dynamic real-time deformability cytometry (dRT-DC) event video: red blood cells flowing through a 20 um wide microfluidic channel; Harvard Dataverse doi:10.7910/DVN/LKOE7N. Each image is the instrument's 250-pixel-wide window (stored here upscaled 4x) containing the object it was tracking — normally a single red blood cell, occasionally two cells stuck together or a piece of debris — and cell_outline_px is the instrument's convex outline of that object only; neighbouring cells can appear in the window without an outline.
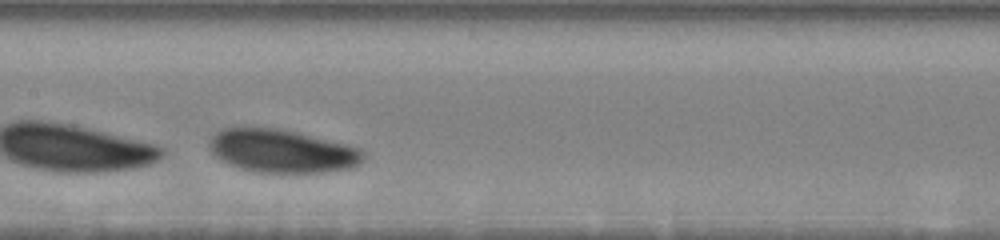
{"species": "human", "species_latin": "Homo sapiens", "temperature_condition": "warm", "stored_images_in_passage": 44, "camera_frame_rate_fps": 3000, "um_per_image_px": 0.085, "donor": {"sex": "male"}, "frame": {"image": 1, "passage_image": 17, "time_ms": 4.0, "image_size_px": [1000, 240], "cell_outline_px": [[364, 160], [360, 164], [352, 168], [328, 172], [252, 172], [228, 164], [220, 160], [212, 152], [208, 144], [212, 136], [220, 128], [276, 128], [296, 132], [360, 148], [364, 152]], "centroid_in_image_um": [23.97, 12.85], "position_along_channel_um": 183.4, "area_um2": 38.67}, "authors_computed_cell_mechanics": {"area_um2": 38.7838, "velocity_mm_per_s": 3.4407, "shape_relaxation_time_tau1_ms": 0.7235, "shape_relaxation_time_tau2_ms": null, "deformation_change_tau1": 0.2583, "deformation_change_tau2": null}}